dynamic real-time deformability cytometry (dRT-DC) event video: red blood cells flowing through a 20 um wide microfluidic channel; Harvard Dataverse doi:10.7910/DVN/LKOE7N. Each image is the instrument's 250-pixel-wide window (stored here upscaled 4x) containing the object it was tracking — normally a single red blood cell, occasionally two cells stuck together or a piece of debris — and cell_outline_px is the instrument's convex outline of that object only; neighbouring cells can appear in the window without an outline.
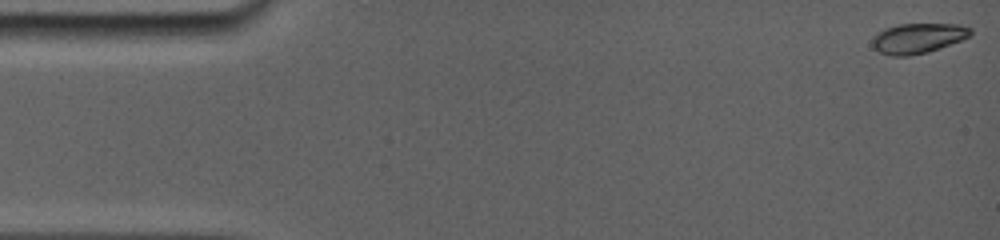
{"species": "common noctule bat (a hibernating species)", "species_latin": "Nyctalus noctula", "temperature_condition": "room temperature", "stored_images_in_passage": 59, "camera_frame_rate_fps": 5000, "um_per_image_px": 0.085, "animal": {"sex": "female", "body_mass_g": 19.0, "forearm_length_mm": 56.7}, "frame": {"image": 1, "passage_image": 1, "time_ms": 0.0, "image_size_px": [1000, 240], "cell_outline_px": [[972, 36], [928, 52], [908, 56], [892, 56], [880, 52], [872, 48], [872, 40], [884, 28], [900, 24], [960, 24], [972, 28]], "centroid_in_image_um": [78.06, 3.25], "position_along_channel_um": 6.9, "area_um2": 17.22}}
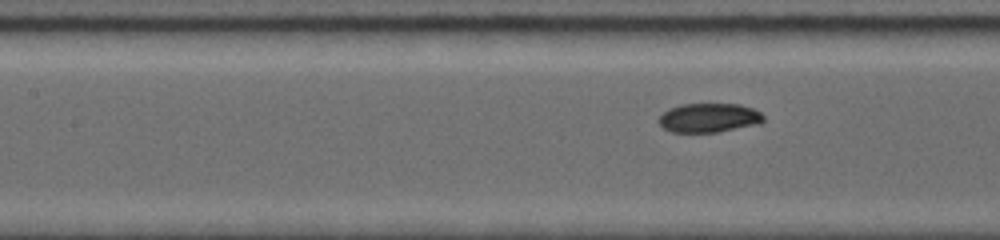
{"frame": {"image": 2, "passage_image": 34, "time_ms": 7.0, "image_size_px": [1000, 240], "cell_outline_px": [[764, 120], [716, 132], [672, 132], [664, 128], [660, 124], [660, 116], [668, 108], [680, 104], [740, 104], [752, 108], [760, 112], [764, 116]], "centroid_in_image_um": [60.19, 9.99], "position_along_channel_um": 147.2, "area_um2": 17.22}}
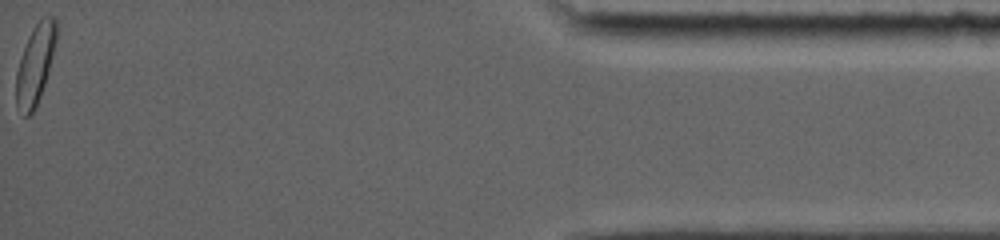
{"frame": {"image": 3, "passage_image": 59, "time_ms": 16.4, "image_size_px": [1000, 240], "cell_outline_px": [[56, 40], [52, 56], [44, 84], [40, 96], [32, 112], [28, 116], [24, 116], [16, 108], [16, 72], [20, 56], [28, 36], [32, 28], [44, 16], [52, 16], [56, 20]], "centroid_in_image_um": [2.96, 5.47], "position_along_channel_um": 432.2, "area_um2": 18.38}, "authors_computed_cell_mechanics": {"area_um2": 17.7446, "velocity_mm_per_s": 3.8181, "shape_relaxation_time_tau1_ms": 3.9365, "shape_relaxation_time_tau2_ms": null, "deformation_change_tau1": 0.1353, "deformation_change_tau2": null}}